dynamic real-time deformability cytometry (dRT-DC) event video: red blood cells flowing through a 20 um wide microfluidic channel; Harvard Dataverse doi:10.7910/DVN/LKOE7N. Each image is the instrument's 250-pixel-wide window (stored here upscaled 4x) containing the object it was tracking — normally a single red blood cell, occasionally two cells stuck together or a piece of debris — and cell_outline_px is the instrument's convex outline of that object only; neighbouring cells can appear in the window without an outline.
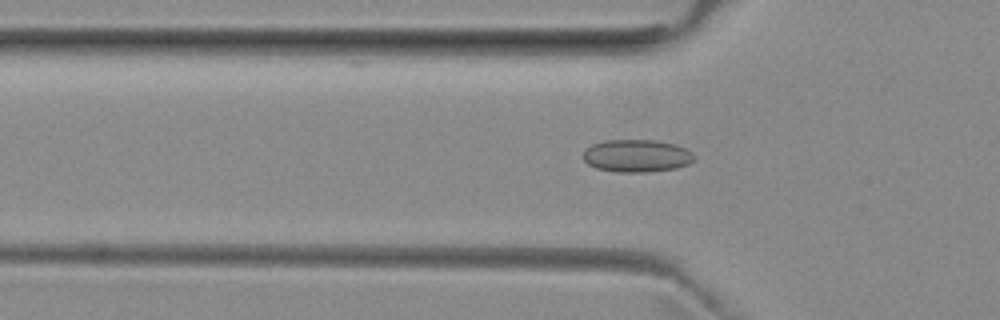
{"species": "common noctule bat (a hibernating species)", "species_latin": "Nyctalus noctula", "temperature_condition": "room temperature", "stored_images_in_passage": 50, "camera_frame_rate_fps": 3000, "um_per_image_px": 0.085, "animal": {"sex": "female", "body_mass_g": 29.2, "forearm_length_mm": 56.3}, "frame": {"image": 1, "passage_image": 15, "time_ms": 4.667, "image_size_px": [1000, 320], "cell_outline_px": [[696, 156], [688, 164], [676, 168], [644, 172], [616, 172], [596, 168], [588, 164], [580, 156], [584, 148], [592, 144], [604, 140], [656, 140], [672, 144], [684, 148], [692, 152]], "centroid_in_image_um": [54.05, 13.24], "position_along_channel_um": 71.7, "area_um2": 21.21}}
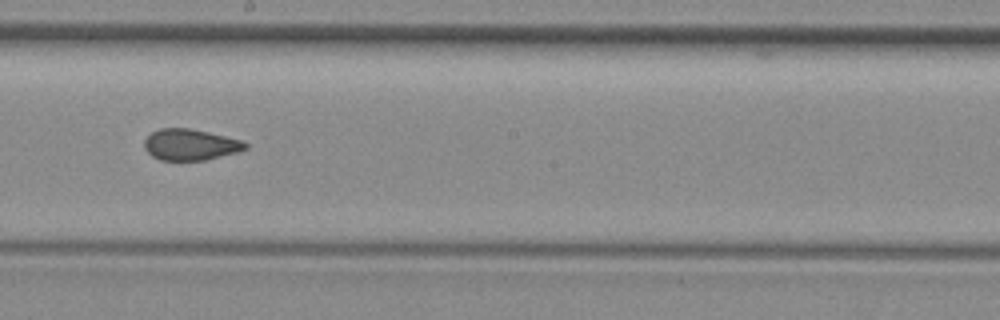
{"frame": {"image": 2, "passage_image": 27, "time_ms": 8.667, "image_size_px": [1000, 320], "cell_outline_px": [[248, 148], [240, 152], [204, 160], [160, 160], [152, 156], [144, 148], [144, 140], [152, 132], [160, 128], [188, 128], [208, 132], [244, 140], [248, 144]], "centroid_in_image_um": [16.21, 12.29], "position_along_channel_um": 232.0, "area_um2": 18.5}}
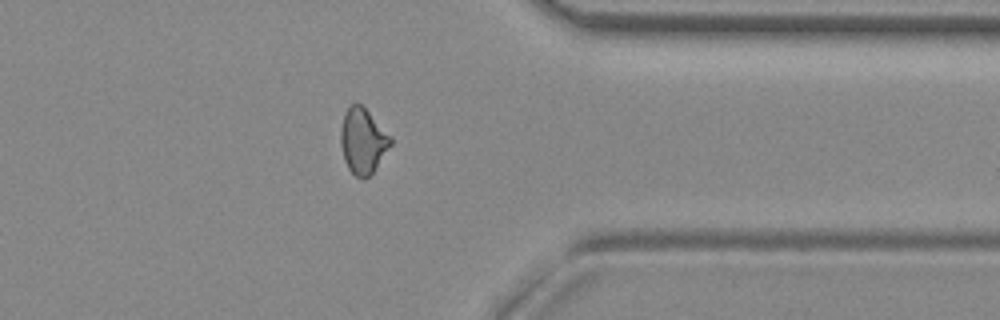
{"frame": {"image": 3, "passage_image": 39, "time_ms": 12.667, "image_size_px": [1000, 320], "cell_outline_px": [[392, 144], [372, 172], [364, 180], [356, 176], [348, 168], [344, 160], [340, 144], [340, 132], [344, 112], [352, 104], [360, 104], [392, 136]], "centroid_in_image_um": [30.83, 11.99], "position_along_channel_um": 380.6, "area_um2": 18.84}, "authors_computed_cell_mechanics": {"area_um2": 19.1607, "velocity_mm_per_s": 3.9968, "shape_relaxation_time_tau1_ms": null, "shape_relaxation_time_tau2_ms": 1.5507, "deformation_change_tau1": null, "deformation_change_tau2": 0.0746}}